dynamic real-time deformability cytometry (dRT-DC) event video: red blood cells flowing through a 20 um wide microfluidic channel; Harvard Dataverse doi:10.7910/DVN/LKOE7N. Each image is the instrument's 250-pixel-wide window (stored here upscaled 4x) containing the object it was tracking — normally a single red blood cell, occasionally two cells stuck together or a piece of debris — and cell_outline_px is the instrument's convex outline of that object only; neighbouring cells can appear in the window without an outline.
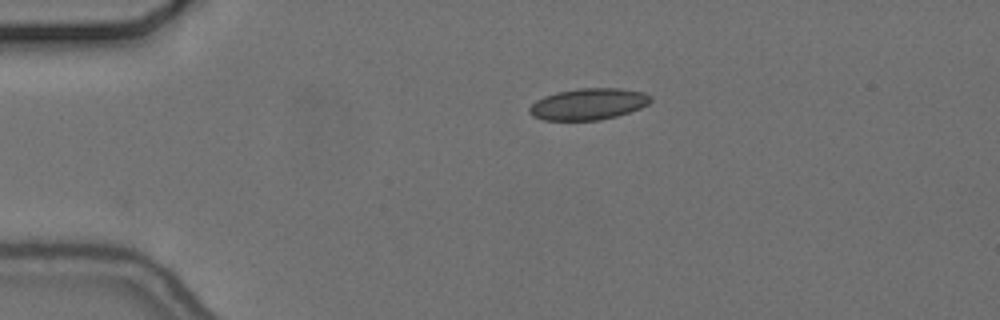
{"species": "common noctule bat (a hibernating species)", "species_latin": "Nyctalus noctula", "temperature_condition": "cold", "stored_images_in_passage": 45, "camera_frame_rate_fps": 3000, "um_per_image_px": 0.085, "animal": {"sex": "female", "body_mass_g": 24.6, "forearm_length_mm": 56.2}, "frame": {"image": 1, "passage_image": 1, "time_ms": 0.0, "image_size_px": [1000, 320], "cell_outline_px": [[652, 100], [648, 104], [640, 108], [616, 116], [600, 120], [544, 120], [532, 116], [528, 112], [528, 108], [536, 100], [544, 96], [556, 92], [580, 88], [620, 88], [644, 92], [652, 96]], "centroid_in_image_um": [50.0, 8.84], "position_along_channel_um": 35.0, "area_um2": 22.31}}
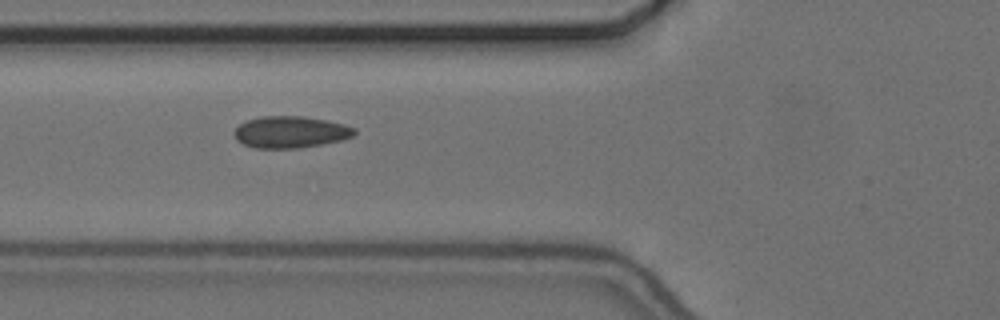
{"frame": {"image": 2, "passage_image": 10, "time_ms": 3.0, "image_size_px": [1000, 320], "cell_outline_px": [[356, 132], [352, 136], [344, 140], [300, 148], [256, 148], [244, 144], [236, 140], [232, 132], [240, 124], [248, 120], [260, 116], [304, 116], [328, 120], [344, 124], [356, 128]], "centroid_in_image_um": [24.7, 11.22], "position_along_channel_um": 101.1, "area_um2": 22.43}}
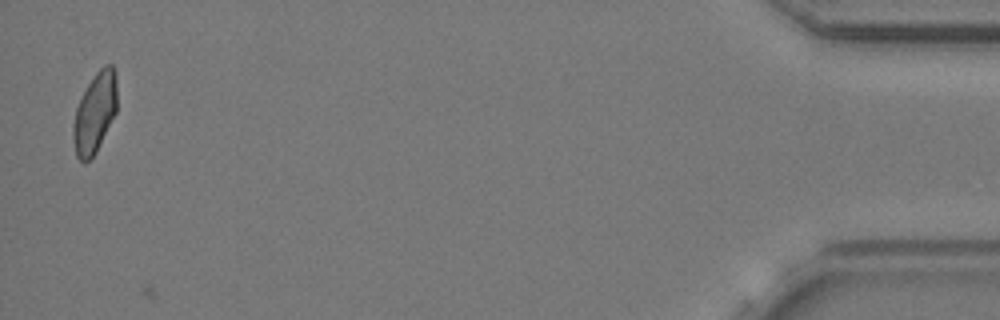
{"frame": {"image": 3, "passage_image": 44, "time_ms": 14.333, "image_size_px": [1000, 320], "cell_outline_px": [[116, 112], [96, 152], [84, 164], [76, 156], [72, 136], [72, 124], [76, 108], [88, 84], [96, 72], [104, 64], [112, 64], [116, 72]], "centroid_in_image_um": [8.05, 9.59], "position_along_channel_um": 427.2, "area_um2": 20.46}, "authors_computed_cell_mechanics": {"area_um2": 21.1548, "velocity_mm_per_s": 3.6672, "shape_relaxation_time_tau1_ms": null, "shape_relaxation_time_tau2_ms": 0.9582, "deformation_change_tau1": null, "deformation_change_tau2": 0.0686}}